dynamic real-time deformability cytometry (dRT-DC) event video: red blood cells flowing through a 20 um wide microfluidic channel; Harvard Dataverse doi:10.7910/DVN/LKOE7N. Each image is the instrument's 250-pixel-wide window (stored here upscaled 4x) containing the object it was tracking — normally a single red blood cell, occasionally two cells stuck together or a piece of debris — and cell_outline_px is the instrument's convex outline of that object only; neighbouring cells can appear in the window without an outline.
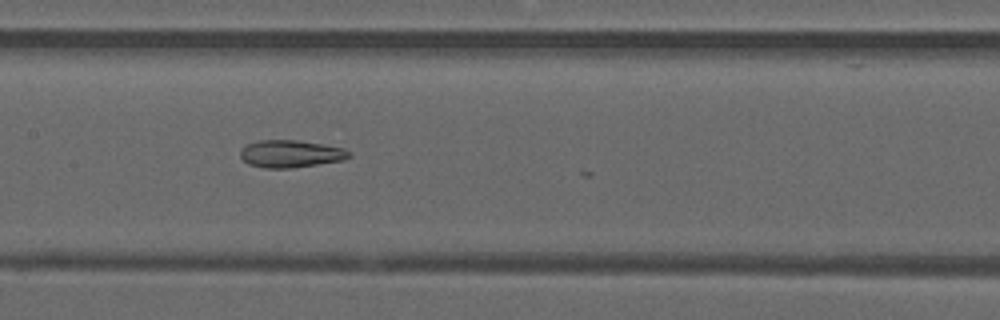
{"species": "common noctule bat (a hibernating species)", "species_latin": "Nyctalus noctula", "temperature_condition": "warm", "stored_images_in_passage": 26, "camera_frame_rate_fps": 3000, "um_per_image_px": 0.085, "animal": {"sex": "male", "forearm_length_mm": 52.5}, "frame": {"image": 1, "passage_image": 25, "time_ms": 8.0, "image_size_px": [1000, 320], "cell_outline_px": [[352, 156], [344, 160], [292, 168], [264, 168], [248, 164], [240, 156], [240, 152], [248, 144], [260, 140], [296, 140], [324, 144], [344, 148], [352, 152]], "centroid_in_image_um": [24.76, 13.07], "position_along_channel_um": 182.6, "area_um2": 17.4}}